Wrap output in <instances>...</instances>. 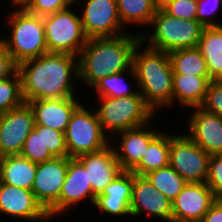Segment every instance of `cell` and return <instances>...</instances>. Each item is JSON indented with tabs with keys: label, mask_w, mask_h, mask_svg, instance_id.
<instances>
[{
	"label": "cell",
	"mask_w": 222,
	"mask_h": 222,
	"mask_svg": "<svg viewBox=\"0 0 222 222\" xmlns=\"http://www.w3.org/2000/svg\"><path fill=\"white\" fill-rule=\"evenodd\" d=\"M17 71L25 103L77 97L79 70L75 55L47 52L18 64Z\"/></svg>",
	"instance_id": "obj_1"
},
{
	"label": "cell",
	"mask_w": 222,
	"mask_h": 222,
	"mask_svg": "<svg viewBox=\"0 0 222 222\" xmlns=\"http://www.w3.org/2000/svg\"><path fill=\"white\" fill-rule=\"evenodd\" d=\"M140 41V33L129 31L114 37L89 38L78 56V81L91 89L101 78L131 68Z\"/></svg>",
	"instance_id": "obj_2"
},
{
	"label": "cell",
	"mask_w": 222,
	"mask_h": 222,
	"mask_svg": "<svg viewBox=\"0 0 222 222\" xmlns=\"http://www.w3.org/2000/svg\"><path fill=\"white\" fill-rule=\"evenodd\" d=\"M144 46L140 41L133 52L135 84L146 104L157 113L172 108L173 69L167 52Z\"/></svg>",
	"instance_id": "obj_3"
},
{
	"label": "cell",
	"mask_w": 222,
	"mask_h": 222,
	"mask_svg": "<svg viewBox=\"0 0 222 222\" xmlns=\"http://www.w3.org/2000/svg\"><path fill=\"white\" fill-rule=\"evenodd\" d=\"M15 9L8 13V39L0 36V42L18 65L48 52L43 17L28 12L24 7L12 4ZM11 31V32H10Z\"/></svg>",
	"instance_id": "obj_4"
},
{
	"label": "cell",
	"mask_w": 222,
	"mask_h": 222,
	"mask_svg": "<svg viewBox=\"0 0 222 222\" xmlns=\"http://www.w3.org/2000/svg\"><path fill=\"white\" fill-rule=\"evenodd\" d=\"M149 32L139 31L141 41L148 47L167 53L197 47L204 26L197 20H185L157 10L149 25ZM147 43V44H146Z\"/></svg>",
	"instance_id": "obj_5"
},
{
	"label": "cell",
	"mask_w": 222,
	"mask_h": 222,
	"mask_svg": "<svg viewBox=\"0 0 222 222\" xmlns=\"http://www.w3.org/2000/svg\"><path fill=\"white\" fill-rule=\"evenodd\" d=\"M95 100L98 101V108L95 107V111L100 125L110 140L112 135L146 125L156 116L139 92L133 96L97 97Z\"/></svg>",
	"instance_id": "obj_6"
},
{
	"label": "cell",
	"mask_w": 222,
	"mask_h": 222,
	"mask_svg": "<svg viewBox=\"0 0 222 222\" xmlns=\"http://www.w3.org/2000/svg\"><path fill=\"white\" fill-rule=\"evenodd\" d=\"M73 6L43 17L48 52L79 56L88 38L82 28L80 9Z\"/></svg>",
	"instance_id": "obj_7"
},
{
	"label": "cell",
	"mask_w": 222,
	"mask_h": 222,
	"mask_svg": "<svg viewBox=\"0 0 222 222\" xmlns=\"http://www.w3.org/2000/svg\"><path fill=\"white\" fill-rule=\"evenodd\" d=\"M80 104L72 113L65 131V143L69 158L95 152L110 143L100 125L96 111Z\"/></svg>",
	"instance_id": "obj_8"
},
{
	"label": "cell",
	"mask_w": 222,
	"mask_h": 222,
	"mask_svg": "<svg viewBox=\"0 0 222 222\" xmlns=\"http://www.w3.org/2000/svg\"><path fill=\"white\" fill-rule=\"evenodd\" d=\"M210 155L186 133H170L169 165L187 182H206Z\"/></svg>",
	"instance_id": "obj_9"
},
{
	"label": "cell",
	"mask_w": 222,
	"mask_h": 222,
	"mask_svg": "<svg viewBox=\"0 0 222 222\" xmlns=\"http://www.w3.org/2000/svg\"><path fill=\"white\" fill-rule=\"evenodd\" d=\"M82 3L80 17L88 39L126 33L118 15L117 0H83Z\"/></svg>",
	"instance_id": "obj_10"
},
{
	"label": "cell",
	"mask_w": 222,
	"mask_h": 222,
	"mask_svg": "<svg viewBox=\"0 0 222 222\" xmlns=\"http://www.w3.org/2000/svg\"><path fill=\"white\" fill-rule=\"evenodd\" d=\"M95 198L96 195L93 193L88 171L76 158L68 157V170L65 181L58 201L48 211V216L51 220L52 218L58 219V216H62L64 213L67 214L68 209L72 211L74 206L85 203L86 200H89L91 205L94 204Z\"/></svg>",
	"instance_id": "obj_11"
},
{
	"label": "cell",
	"mask_w": 222,
	"mask_h": 222,
	"mask_svg": "<svg viewBox=\"0 0 222 222\" xmlns=\"http://www.w3.org/2000/svg\"><path fill=\"white\" fill-rule=\"evenodd\" d=\"M34 113L28 103L0 114V148L3 156L20 155L34 129Z\"/></svg>",
	"instance_id": "obj_12"
},
{
	"label": "cell",
	"mask_w": 222,
	"mask_h": 222,
	"mask_svg": "<svg viewBox=\"0 0 222 222\" xmlns=\"http://www.w3.org/2000/svg\"><path fill=\"white\" fill-rule=\"evenodd\" d=\"M216 200L206 182L186 183L172 201V222H200Z\"/></svg>",
	"instance_id": "obj_13"
},
{
	"label": "cell",
	"mask_w": 222,
	"mask_h": 222,
	"mask_svg": "<svg viewBox=\"0 0 222 222\" xmlns=\"http://www.w3.org/2000/svg\"><path fill=\"white\" fill-rule=\"evenodd\" d=\"M132 219L146 213V216L162 222H172V201L141 175L134 174V185L130 203ZM155 216V217H153Z\"/></svg>",
	"instance_id": "obj_14"
},
{
	"label": "cell",
	"mask_w": 222,
	"mask_h": 222,
	"mask_svg": "<svg viewBox=\"0 0 222 222\" xmlns=\"http://www.w3.org/2000/svg\"><path fill=\"white\" fill-rule=\"evenodd\" d=\"M68 170V156L37 164L32 192L48 212L58 201Z\"/></svg>",
	"instance_id": "obj_15"
},
{
	"label": "cell",
	"mask_w": 222,
	"mask_h": 222,
	"mask_svg": "<svg viewBox=\"0 0 222 222\" xmlns=\"http://www.w3.org/2000/svg\"><path fill=\"white\" fill-rule=\"evenodd\" d=\"M2 213V214H1ZM0 214L25 222L51 220L48 212L37 201L32 190L18 188L0 182ZM46 220V221H45Z\"/></svg>",
	"instance_id": "obj_16"
},
{
	"label": "cell",
	"mask_w": 222,
	"mask_h": 222,
	"mask_svg": "<svg viewBox=\"0 0 222 222\" xmlns=\"http://www.w3.org/2000/svg\"><path fill=\"white\" fill-rule=\"evenodd\" d=\"M134 185V173L121 171L115 179L108 184L103 192L96 196L93 206L104 215L117 218L124 216L132 218L131 199Z\"/></svg>",
	"instance_id": "obj_17"
},
{
	"label": "cell",
	"mask_w": 222,
	"mask_h": 222,
	"mask_svg": "<svg viewBox=\"0 0 222 222\" xmlns=\"http://www.w3.org/2000/svg\"><path fill=\"white\" fill-rule=\"evenodd\" d=\"M193 110V111H192ZM186 134L209 155L222 154V117L206 112L201 107L191 108Z\"/></svg>",
	"instance_id": "obj_18"
},
{
	"label": "cell",
	"mask_w": 222,
	"mask_h": 222,
	"mask_svg": "<svg viewBox=\"0 0 222 222\" xmlns=\"http://www.w3.org/2000/svg\"><path fill=\"white\" fill-rule=\"evenodd\" d=\"M151 124L152 122H149L116 134L121 140L118 146L117 142L112 146L122 171H132L141 162L149 143L161 132Z\"/></svg>",
	"instance_id": "obj_19"
},
{
	"label": "cell",
	"mask_w": 222,
	"mask_h": 222,
	"mask_svg": "<svg viewBox=\"0 0 222 222\" xmlns=\"http://www.w3.org/2000/svg\"><path fill=\"white\" fill-rule=\"evenodd\" d=\"M112 137L113 140L111 139L103 149L76 157L88 171L89 181L96 196L122 171L112 146L115 136Z\"/></svg>",
	"instance_id": "obj_20"
},
{
	"label": "cell",
	"mask_w": 222,
	"mask_h": 222,
	"mask_svg": "<svg viewBox=\"0 0 222 222\" xmlns=\"http://www.w3.org/2000/svg\"><path fill=\"white\" fill-rule=\"evenodd\" d=\"M76 98L41 99L27 103L33 110L35 125L46 126L65 133L72 113L81 104L80 98Z\"/></svg>",
	"instance_id": "obj_21"
},
{
	"label": "cell",
	"mask_w": 222,
	"mask_h": 222,
	"mask_svg": "<svg viewBox=\"0 0 222 222\" xmlns=\"http://www.w3.org/2000/svg\"><path fill=\"white\" fill-rule=\"evenodd\" d=\"M210 76L173 74L172 106L180 104L188 108L200 107L204 102Z\"/></svg>",
	"instance_id": "obj_22"
},
{
	"label": "cell",
	"mask_w": 222,
	"mask_h": 222,
	"mask_svg": "<svg viewBox=\"0 0 222 222\" xmlns=\"http://www.w3.org/2000/svg\"><path fill=\"white\" fill-rule=\"evenodd\" d=\"M37 164L21 155L4 156L0 161V182L32 190Z\"/></svg>",
	"instance_id": "obj_23"
},
{
	"label": "cell",
	"mask_w": 222,
	"mask_h": 222,
	"mask_svg": "<svg viewBox=\"0 0 222 222\" xmlns=\"http://www.w3.org/2000/svg\"><path fill=\"white\" fill-rule=\"evenodd\" d=\"M197 48L206 60L211 80H222V26L204 27Z\"/></svg>",
	"instance_id": "obj_24"
},
{
	"label": "cell",
	"mask_w": 222,
	"mask_h": 222,
	"mask_svg": "<svg viewBox=\"0 0 222 222\" xmlns=\"http://www.w3.org/2000/svg\"><path fill=\"white\" fill-rule=\"evenodd\" d=\"M170 133L161 131L148 145L141 162L132 170L134 174L144 176L151 171L169 165Z\"/></svg>",
	"instance_id": "obj_25"
},
{
	"label": "cell",
	"mask_w": 222,
	"mask_h": 222,
	"mask_svg": "<svg viewBox=\"0 0 222 222\" xmlns=\"http://www.w3.org/2000/svg\"><path fill=\"white\" fill-rule=\"evenodd\" d=\"M126 76L132 77L133 83L137 82L134 67L127 69L124 72H119L101 78L91 88L95 91L98 97L121 98L136 95L139 92L138 86L133 87L127 84ZM137 88V89H136Z\"/></svg>",
	"instance_id": "obj_26"
},
{
	"label": "cell",
	"mask_w": 222,
	"mask_h": 222,
	"mask_svg": "<svg viewBox=\"0 0 222 222\" xmlns=\"http://www.w3.org/2000/svg\"><path fill=\"white\" fill-rule=\"evenodd\" d=\"M117 8L119 18L125 29L129 25H139L142 28L147 26L149 28L157 11L151 0H117Z\"/></svg>",
	"instance_id": "obj_27"
},
{
	"label": "cell",
	"mask_w": 222,
	"mask_h": 222,
	"mask_svg": "<svg viewBox=\"0 0 222 222\" xmlns=\"http://www.w3.org/2000/svg\"><path fill=\"white\" fill-rule=\"evenodd\" d=\"M168 54L173 74L209 76L206 60L197 47L177 49Z\"/></svg>",
	"instance_id": "obj_28"
},
{
	"label": "cell",
	"mask_w": 222,
	"mask_h": 222,
	"mask_svg": "<svg viewBox=\"0 0 222 222\" xmlns=\"http://www.w3.org/2000/svg\"><path fill=\"white\" fill-rule=\"evenodd\" d=\"M144 176L171 201L187 183L170 165L151 171Z\"/></svg>",
	"instance_id": "obj_29"
},
{
	"label": "cell",
	"mask_w": 222,
	"mask_h": 222,
	"mask_svg": "<svg viewBox=\"0 0 222 222\" xmlns=\"http://www.w3.org/2000/svg\"><path fill=\"white\" fill-rule=\"evenodd\" d=\"M23 103L21 78L16 71L12 76L0 81V114L7 113Z\"/></svg>",
	"instance_id": "obj_30"
},
{
	"label": "cell",
	"mask_w": 222,
	"mask_h": 222,
	"mask_svg": "<svg viewBox=\"0 0 222 222\" xmlns=\"http://www.w3.org/2000/svg\"><path fill=\"white\" fill-rule=\"evenodd\" d=\"M20 155L36 164L43 163L54 158L47 147H44L43 145L41 125H34V129L25 140Z\"/></svg>",
	"instance_id": "obj_31"
},
{
	"label": "cell",
	"mask_w": 222,
	"mask_h": 222,
	"mask_svg": "<svg viewBox=\"0 0 222 222\" xmlns=\"http://www.w3.org/2000/svg\"><path fill=\"white\" fill-rule=\"evenodd\" d=\"M21 6L28 12L40 17L64 10L70 6H74L73 10L77 8L70 0H25Z\"/></svg>",
	"instance_id": "obj_32"
},
{
	"label": "cell",
	"mask_w": 222,
	"mask_h": 222,
	"mask_svg": "<svg viewBox=\"0 0 222 222\" xmlns=\"http://www.w3.org/2000/svg\"><path fill=\"white\" fill-rule=\"evenodd\" d=\"M42 141L53 157L68 156L64 132L42 126Z\"/></svg>",
	"instance_id": "obj_33"
},
{
	"label": "cell",
	"mask_w": 222,
	"mask_h": 222,
	"mask_svg": "<svg viewBox=\"0 0 222 222\" xmlns=\"http://www.w3.org/2000/svg\"><path fill=\"white\" fill-rule=\"evenodd\" d=\"M221 6L222 0H197V21L204 27L222 26L221 19L215 21L216 14L219 13L218 10L220 11Z\"/></svg>",
	"instance_id": "obj_34"
},
{
	"label": "cell",
	"mask_w": 222,
	"mask_h": 222,
	"mask_svg": "<svg viewBox=\"0 0 222 222\" xmlns=\"http://www.w3.org/2000/svg\"><path fill=\"white\" fill-rule=\"evenodd\" d=\"M206 112L222 117V80H211L204 102L200 106Z\"/></svg>",
	"instance_id": "obj_35"
},
{
	"label": "cell",
	"mask_w": 222,
	"mask_h": 222,
	"mask_svg": "<svg viewBox=\"0 0 222 222\" xmlns=\"http://www.w3.org/2000/svg\"><path fill=\"white\" fill-rule=\"evenodd\" d=\"M206 184L217 199L222 196V154L210 155Z\"/></svg>",
	"instance_id": "obj_36"
},
{
	"label": "cell",
	"mask_w": 222,
	"mask_h": 222,
	"mask_svg": "<svg viewBox=\"0 0 222 222\" xmlns=\"http://www.w3.org/2000/svg\"><path fill=\"white\" fill-rule=\"evenodd\" d=\"M162 10L168 15L180 19L197 20V0H173Z\"/></svg>",
	"instance_id": "obj_37"
},
{
	"label": "cell",
	"mask_w": 222,
	"mask_h": 222,
	"mask_svg": "<svg viewBox=\"0 0 222 222\" xmlns=\"http://www.w3.org/2000/svg\"><path fill=\"white\" fill-rule=\"evenodd\" d=\"M17 71V64L11 54L0 42V81L12 76Z\"/></svg>",
	"instance_id": "obj_38"
},
{
	"label": "cell",
	"mask_w": 222,
	"mask_h": 222,
	"mask_svg": "<svg viewBox=\"0 0 222 222\" xmlns=\"http://www.w3.org/2000/svg\"><path fill=\"white\" fill-rule=\"evenodd\" d=\"M200 222H222V203L218 199Z\"/></svg>",
	"instance_id": "obj_39"
},
{
	"label": "cell",
	"mask_w": 222,
	"mask_h": 222,
	"mask_svg": "<svg viewBox=\"0 0 222 222\" xmlns=\"http://www.w3.org/2000/svg\"><path fill=\"white\" fill-rule=\"evenodd\" d=\"M153 6L156 8V10H162L165 8L168 4H170L173 0H151Z\"/></svg>",
	"instance_id": "obj_40"
},
{
	"label": "cell",
	"mask_w": 222,
	"mask_h": 222,
	"mask_svg": "<svg viewBox=\"0 0 222 222\" xmlns=\"http://www.w3.org/2000/svg\"><path fill=\"white\" fill-rule=\"evenodd\" d=\"M25 0H13V4L21 5Z\"/></svg>",
	"instance_id": "obj_41"
},
{
	"label": "cell",
	"mask_w": 222,
	"mask_h": 222,
	"mask_svg": "<svg viewBox=\"0 0 222 222\" xmlns=\"http://www.w3.org/2000/svg\"><path fill=\"white\" fill-rule=\"evenodd\" d=\"M73 4H75V5H78V4H81L82 5V3H79L78 1H81V0H70ZM78 3V4H77Z\"/></svg>",
	"instance_id": "obj_42"
},
{
	"label": "cell",
	"mask_w": 222,
	"mask_h": 222,
	"mask_svg": "<svg viewBox=\"0 0 222 222\" xmlns=\"http://www.w3.org/2000/svg\"><path fill=\"white\" fill-rule=\"evenodd\" d=\"M3 157H4V156H3L2 151H1V148H0V161H1V159H2Z\"/></svg>",
	"instance_id": "obj_43"
},
{
	"label": "cell",
	"mask_w": 222,
	"mask_h": 222,
	"mask_svg": "<svg viewBox=\"0 0 222 222\" xmlns=\"http://www.w3.org/2000/svg\"><path fill=\"white\" fill-rule=\"evenodd\" d=\"M218 200L222 203V196L218 198Z\"/></svg>",
	"instance_id": "obj_44"
}]
</instances>
